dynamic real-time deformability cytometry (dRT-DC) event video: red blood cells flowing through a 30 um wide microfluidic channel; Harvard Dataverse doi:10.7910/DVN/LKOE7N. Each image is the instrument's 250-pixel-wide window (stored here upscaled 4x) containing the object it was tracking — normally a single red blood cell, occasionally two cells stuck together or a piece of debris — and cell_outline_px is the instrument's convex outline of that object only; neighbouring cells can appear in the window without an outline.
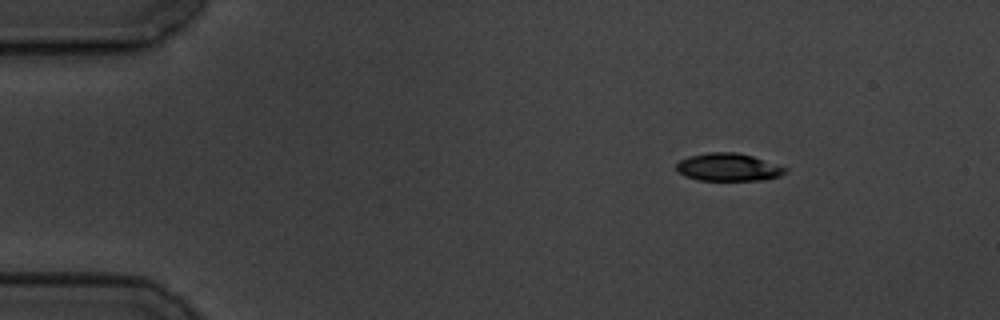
{"species": "common noctule bat (a hibernating species)", "species_latin": "Nyctalus noctula", "temperature_condition": "cold", "stored_images_in_passage": 4, "camera_frame_rate_fps": 3000, "um_per_image_px": 0.085, "animal": {"sex": "male", "body_mass_g": 19.5, "forearm_length_mm": 54.6}, "frame": {"image": 1, "passage_image": 2, "time_ms": 1.333, "image_size_px": [1000, 320], "cell_outline_px": [[788, 172], [780, 176], [768, 180], [700, 180], [684, 176], [676, 172], [676, 164], [680, 160], [688, 156], [708, 152], [736, 152], [752, 156], [788, 168]], "centroid_in_image_um": [61.9, 14.22], "position_along_channel_um": 23.1, "area_um2": 17.8}}